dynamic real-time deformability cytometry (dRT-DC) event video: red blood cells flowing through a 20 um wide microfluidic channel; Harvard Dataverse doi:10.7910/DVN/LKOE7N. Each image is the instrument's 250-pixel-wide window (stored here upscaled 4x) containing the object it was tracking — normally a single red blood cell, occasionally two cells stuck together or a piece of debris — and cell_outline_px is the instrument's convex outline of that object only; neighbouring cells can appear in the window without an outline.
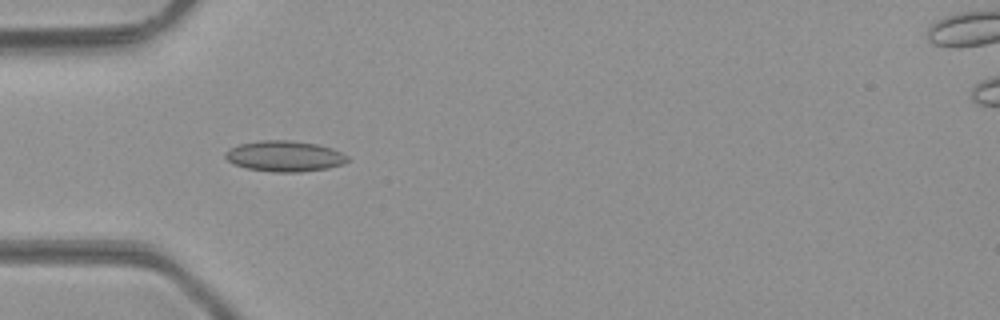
{"species": "common noctule bat (a hibernating species)", "species_latin": "Nyctalus noctula", "temperature_condition": "room temperature", "stored_images_in_passage": 34, "camera_frame_rate_fps": 3000, "um_per_image_px": 0.085, "animal": {"sex": "male", "body_mass_g": 23.1, "forearm_length_mm": 52.7}, "frame": {"image": 1, "passage_image": 1, "time_ms": 0.0, "image_size_px": [1000, 320], "cell_outline_px": [[352, 160], [344, 164], [328, 168], [296, 172], [276, 172], [248, 168], [236, 164], [228, 160], [224, 156], [224, 152], [228, 148], [240, 144], [260, 140], [292, 140], [316, 144], [332, 148], [348, 156]], "centroid_in_image_um": [24.22, 13.26], "position_along_channel_um": 60.8, "area_um2": 21.91}}
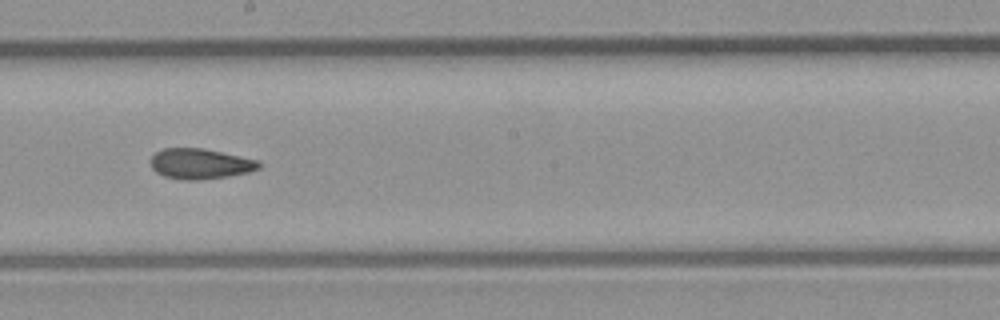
{"frame": {"image": 2, "passage_image": 13, "time_ms": 4.0, "image_size_px": [1000, 320], "cell_outline_px": [[260, 168], [248, 172], [228, 176], [196, 180], [180, 180], [164, 176], [156, 172], [152, 168], [152, 156], [156, 152], [164, 148], [204, 148], [256, 160], [260, 164]], "centroid_in_image_um": [16.99, 13.92], "position_along_channel_um": 231.2, "area_um2": 18.96}}
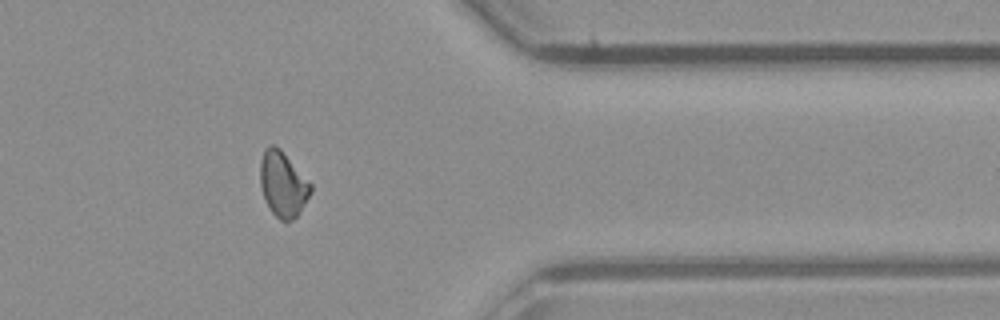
{"frame": {"image": 3, "passage_image": 25, "time_ms": 8.0, "image_size_px": [1000, 320], "cell_outline_px": [[312, 192], [300, 212], [292, 220], [280, 220], [268, 208], [264, 200], [260, 184], [260, 160], [264, 148], [268, 144], [276, 144], [280, 148], [312, 184]], "centroid_in_image_um": [24.03, 15.63], "position_along_channel_um": 387.4, "area_um2": 19.48}, "authors_computed_cell_mechanics": {"area_um2": 19.074, "velocity_mm_per_s": 4.3058, "shape_relaxation_time_tau1_ms": null, "shape_relaxation_time_tau2_ms": 4.0429, "deformation_change_tau1": null, "deformation_change_tau2": 0.0798}}